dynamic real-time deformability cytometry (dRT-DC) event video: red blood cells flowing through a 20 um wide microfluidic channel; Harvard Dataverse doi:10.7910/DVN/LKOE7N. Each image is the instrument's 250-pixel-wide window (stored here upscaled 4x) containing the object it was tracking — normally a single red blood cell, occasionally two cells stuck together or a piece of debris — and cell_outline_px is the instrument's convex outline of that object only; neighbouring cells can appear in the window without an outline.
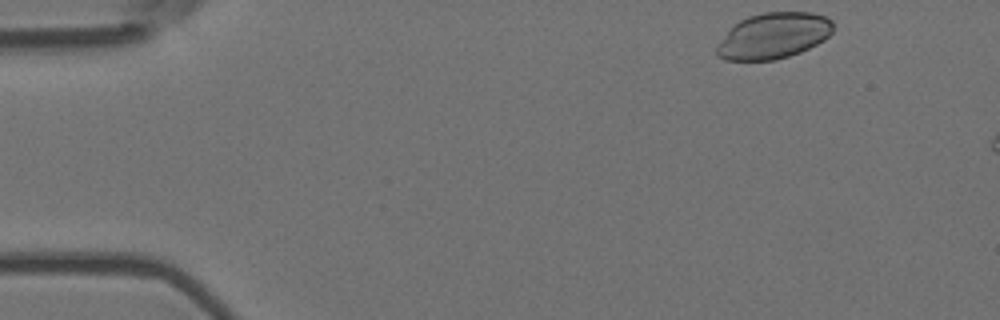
{"species": "Egyptian fruit bat (a non-hibernating species)", "species_latin": "Rousettus aegyptiacus", "temperature_condition": "room temperature", "stored_images_in_passage": 6, "camera_frame_rate_fps": 3000, "um_per_image_px": 0.085, "animal": {"sex": "female"}, "frame": {"image": 1, "passage_image": 1, "time_ms": 0.0, "image_size_px": [1000, 320], "cell_outline_px": [[832, 32], [824, 40], [800, 52], [776, 60], [724, 60], [716, 56], [716, 44], [740, 20], [748, 16], [764, 12], [812, 12], [824, 16], [832, 20]], "centroid_in_image_um": [65.73, 3.04], "position_along_channel_um": 19.3, "area_um2": 31.04}}